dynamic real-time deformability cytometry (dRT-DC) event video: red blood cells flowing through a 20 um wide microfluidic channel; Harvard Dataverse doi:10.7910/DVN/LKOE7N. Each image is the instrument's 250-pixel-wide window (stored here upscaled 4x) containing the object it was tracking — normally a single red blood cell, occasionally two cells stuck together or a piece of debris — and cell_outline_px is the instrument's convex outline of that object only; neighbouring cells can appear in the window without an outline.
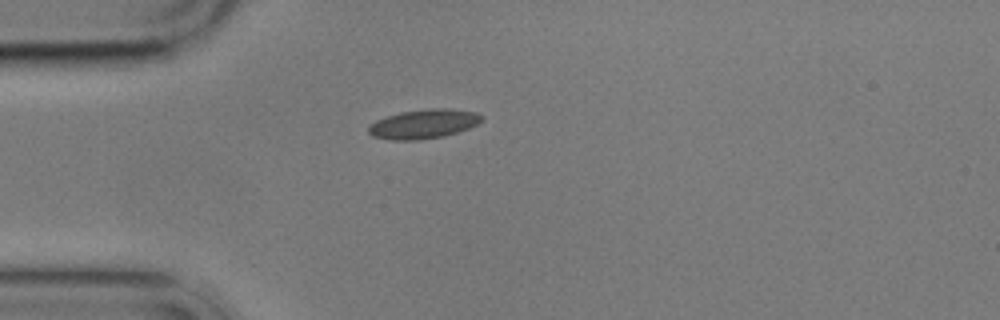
{"species": "common noctule bat (a hibernating species)", "species_latin": "Nyctalus noctula", "temperature_condition": "cold", "stored_images_in_passage": 2, "camera_frame_rate_fps": 3000, "um_per_image_px": 0.085, "animal": {"sex": "male", "body_mass_g": 17.9}, "frame": {"image": 1, "passage_image": 1, "time_ms": 0.0, "image_size_px": [1000, 320], "cell_outline_px": [[484, 120], [468, 128], [444, 136], [420, 140], [392, 140], [372, 136], [368, 132], [368, 128], [376, 120], [400, 112], [432, 108], [448, 108], [476, 112], [484, 116]], "centroid_in_image_um": [36.03, 10.53], "position_along_channel_um": 49.0, "area_um2": 19.25}}